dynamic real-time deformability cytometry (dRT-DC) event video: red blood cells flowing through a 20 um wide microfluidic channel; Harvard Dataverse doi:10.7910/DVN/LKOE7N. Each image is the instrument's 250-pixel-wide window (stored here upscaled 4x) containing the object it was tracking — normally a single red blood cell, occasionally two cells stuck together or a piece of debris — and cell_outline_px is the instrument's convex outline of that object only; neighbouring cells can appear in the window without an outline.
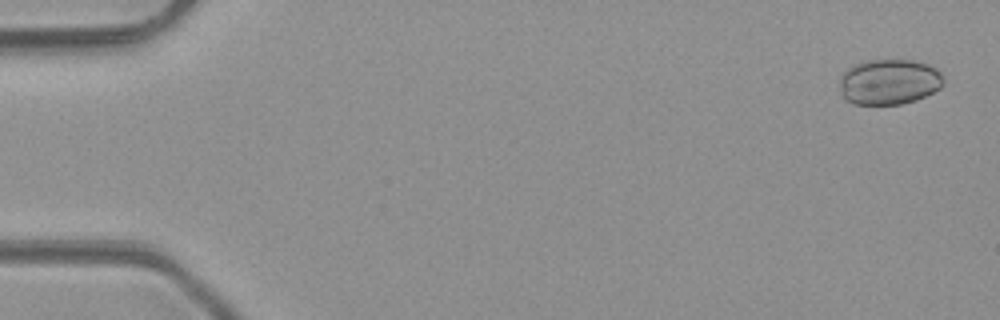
{"species": "common noctule bat (a hibernating species)", "species_latin": "Nyctalus noctula", "temperature_condition": "room temperature", "stored_images_in_passage": 6, "camera_frame_rate_fps": 3000, "um_per_image_px": 0.085, "animal": {"sex": "male", "body_mass_g": 23.1, "forearm_length_mm": 52.7}, "frame": {"image": 1, "passage_image": 1, "time_ms": 0.0, "image_size_px": [1000, 320], "cell_outline_px": [[944, 84], [940, 88], [916, 100], [900, 104], [852, 104], [844, 100], [840, 92], [840, 76], [848, 68], [856, 64], [868, 60], [912, 60], [928, 64], [936, 68], [940, 72], [944, 80]], "centroid_in_image_um": [75.56, 6.96], "position_along_channel_um": 9.4, "area_um2": 27.69}}
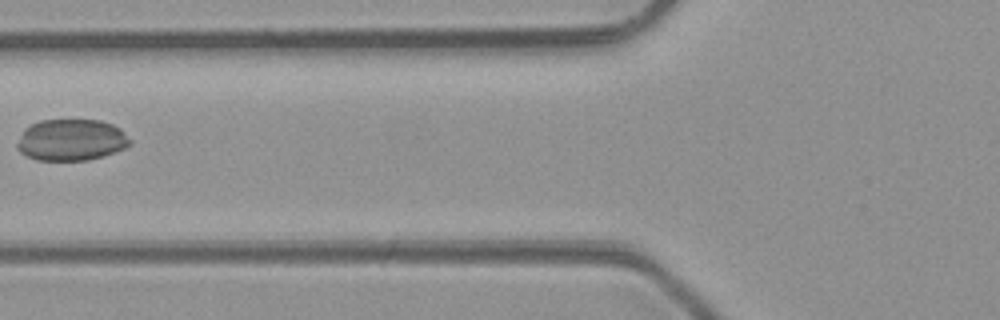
{"frame": {"image": 2, "passage_image": 6, "time_ms": 6.0, "image_size_px": [1000, 320], "cell_outline_px": [[132, 144], [124, 148], [104, 156], [88, 160], [36, 160], [20, 152], [16, 148], [16, 144], [24, 128], [40, 120], [100, 120], [112, 124], [120, 128], [132, 140]], "centroid_in_image_um": [6.07, 11.89], "position_along_channel_um": 119.7, "area_um2": 27.46}}